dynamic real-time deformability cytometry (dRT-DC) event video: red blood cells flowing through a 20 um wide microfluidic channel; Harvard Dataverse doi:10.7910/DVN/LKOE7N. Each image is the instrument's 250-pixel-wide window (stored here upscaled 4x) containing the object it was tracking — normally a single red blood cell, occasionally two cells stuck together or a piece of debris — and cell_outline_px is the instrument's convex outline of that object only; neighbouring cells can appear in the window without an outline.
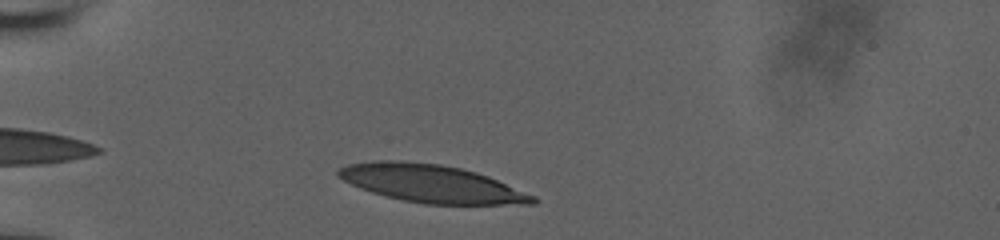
{"species": "human", "species_latin": "Homo sapiens", "temperature_condition": "room temperature", "stored_images_in_passage": 10, "camera_frame_rate_fps": 3000, "um_per_image_px": 0.085, "donor": {"sex": "male"}, "frame": {"image": 1, "passage_image": 4, "time_ms": 1.0, "image_size_px": [1000, 240], "cell_outline_px": [[540, 200], [536, 204], [424, 204], [404, 200], [372, 192], [360, 188], [336, 176], [336, 172], [340, 168], [348, 164], [376, 160], [400, 160], [440, 164], [460, 168], [476, 172], [488, 176], [536, 196]], "centroid_in_image_um": [36.69, 15.6], "position_along_channel_um": 48.3, "area_um2": 42.66}}
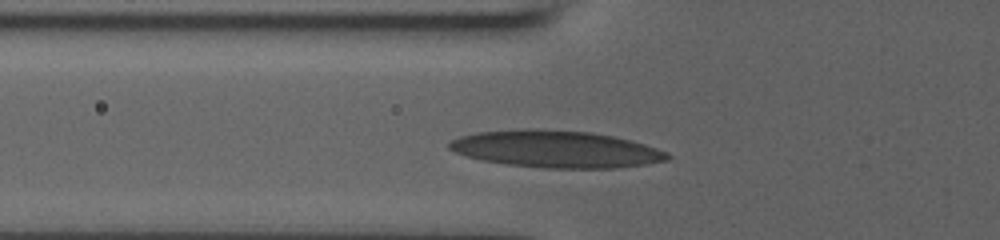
{"frame": {"image": 2, "passage_image": 9, "time_ms": 2.667, "image_size_px": [1000, 240], "cell_outline_px": [[672, 156], [668, 160], [644, 164], [616, 168], [544, 168], [508, 164], [480, 160], [456, 152], [448, 148], [448, 144], [452, 140], [460, 136], [476, 132], [524, 128], [536, 128], [588, 132], [612, 136], [644, 144], [668, 152]], "centroid_in_image_um": [47.24, 12.67], "position_along_channel_um": 78.6, "area_um2": 46.99}}